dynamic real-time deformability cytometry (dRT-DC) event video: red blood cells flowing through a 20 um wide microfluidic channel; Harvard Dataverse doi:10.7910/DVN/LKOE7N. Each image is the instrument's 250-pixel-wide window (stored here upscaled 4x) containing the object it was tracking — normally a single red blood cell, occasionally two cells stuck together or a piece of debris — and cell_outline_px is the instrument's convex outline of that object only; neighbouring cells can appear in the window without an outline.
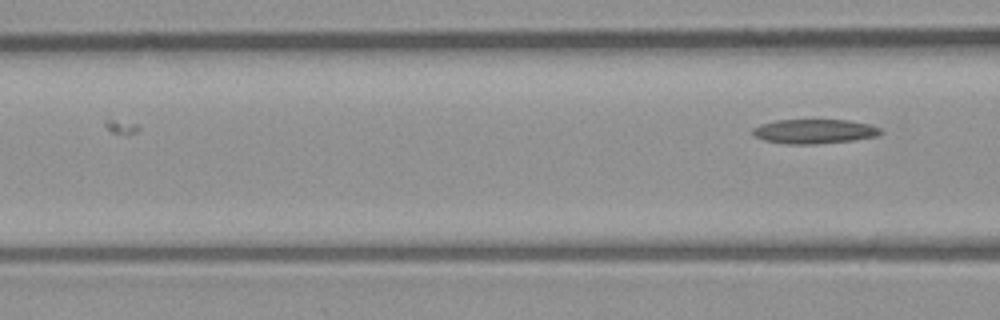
{"species": "common noctule bat (a hibernating species)", "species_latin": "Nyctalus noctula", "temperature_condition": "room temperature", "stored_images_in_passage": 5, "camera_frame_rate_fps": 3000, "um_per_image_px": 0.085, "animal": {"sex": "male", "body_mass_g": 23.1, "forearm_length_mm": 52.7}, "frame": {"image": 1, "passage_image": 5, "time_ms": 4.333, "image_size_px": [1000, 320], "cell_outline_px": [[884, 132], [876, 136], [852, 140], [816, 144], [784, 144], [764, 140], [756, 136], [752, 132], [752, 128], [760, 124], [772, 120], [848, 120], [868, 124], [880, 128]], "centroid_in_image_um": [69.19, 11.16], "position_along_channel_um": 97.4, "area_um2": 18.21}}